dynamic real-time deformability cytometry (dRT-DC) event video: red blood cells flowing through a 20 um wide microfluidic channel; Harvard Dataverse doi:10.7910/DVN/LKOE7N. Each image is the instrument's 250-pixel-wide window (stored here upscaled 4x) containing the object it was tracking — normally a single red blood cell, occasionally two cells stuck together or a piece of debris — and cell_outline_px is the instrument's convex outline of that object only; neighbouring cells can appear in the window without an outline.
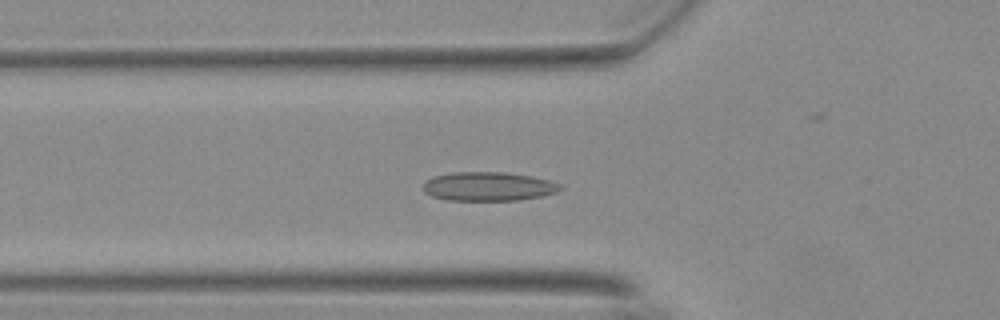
{"species": "Egyptian fruit bat (a non-hibernating species)", "species_latin": "Rousettus aegyptiacus", "temperature_condition": "warm", "stored_images_in_passage": 31, "camera_frame_rate_fps": 3000, "um_per_image_px": 0.085, "animal": {"sex": "female"}, "frame": {"image": 1, "passage_image": 10, "time_ms": 3.0, "image_size_px": [1000, 320], "cell_outline_px": [[564, 188], [556, 192], [540, 196], [520, 200], [448, 200], [432, 196], [424, 192], [420, 188], [424, 180], [436, 176], [452, 172], [504, 172], [532, 176], [548, 180], [560, 184]], "centroid_in_image_um": [41.47, 15.84], "position_along_channel_um": 84.3, "area_um2": 23.24}}
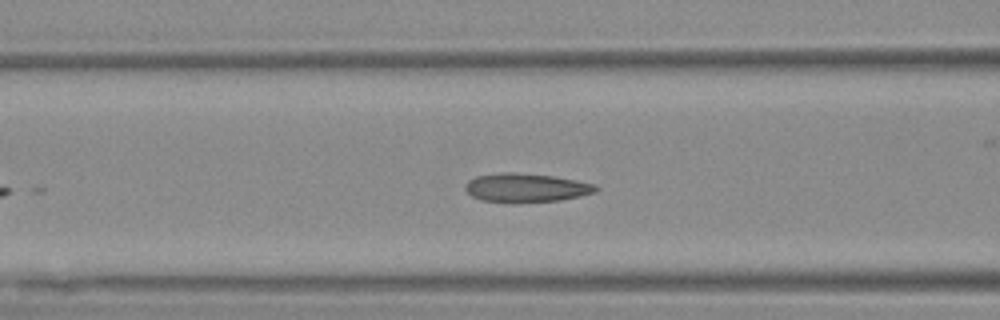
{"frame": {"image": 2, "passage_image": 13, "time_ms": 4.0, "image_size_px": [1000, 320], "cell_outline_px": [[600, 188], [596, 192], [580, 196], [560, 200], [516, 204], [512, 204], [480, 200], [472, 196], [464, 188], [464, 184], [468, 180], [476, 176], [500, 172], [512, 172], [552, 176], [576, 180], [596, 184]], "centroid_in_image_um": [44.69, 15.98], "position_along_channel_um": 121.9, "area_um2": 22.43}}
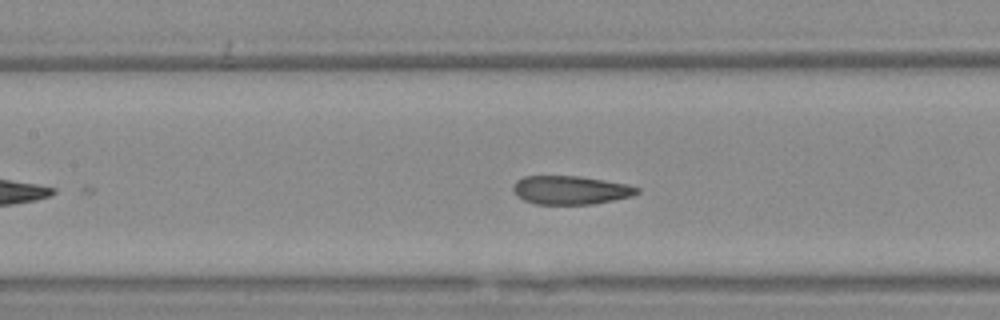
{"frame": {"image": 3, "passage_image": 16, "time_ms": 5.0, "image_size_px": [1000, 320], "cell_outline_px": [[640, 192], [632, 196], [592, 204], [536, 204], [524, 200], [516, 196], [512, 188], [516, 180], [524, 176], [580, 176], [628, 184], [640, 188]], "centroid_in_image_um": [48.49, 16.15], "position_along_channel_um": 158.9, "area_um2": 20.69}}